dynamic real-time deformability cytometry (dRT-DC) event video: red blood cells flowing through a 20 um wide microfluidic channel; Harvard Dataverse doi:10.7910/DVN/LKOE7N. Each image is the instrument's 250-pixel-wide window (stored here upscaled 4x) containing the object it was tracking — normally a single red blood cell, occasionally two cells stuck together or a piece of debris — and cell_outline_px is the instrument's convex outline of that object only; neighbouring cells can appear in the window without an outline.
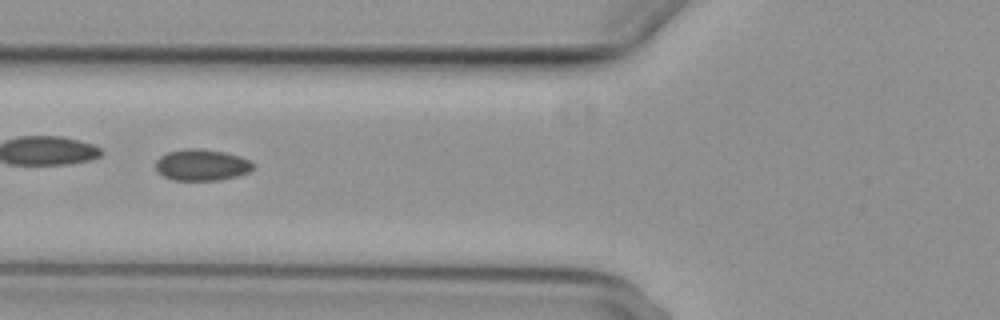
{"species": "common noctule bat (a hibernating species)", "species_latin": "Nyctalus noctula", "temperature_condition": "cold", "stored_images_in_passage": 4, "camera_frame_rate_fps": 3000, "um_per_image_px": 0.085, "animal": {"sex": "female", "body_mass_g": 29.2, "forearm_length_mm": 56.3}, "frame": {"image": 1, "passage_image": 2, "time_ms": 1.333, "image_size_px": [1000, 320], "cell_outline_px": [[252, 168], [248, 172], [236, 176], [220, 180], [172, 180], [156, 172], [156, 160], [160, 156], [168, 152], [184, 148], [196, 148], [224, 152], [240, 156], [248, 160], [252, 164]], "centroid_in_image_um": [17.09, 14.02], "position_along_channel_um": 108.7, "area_um2": 17.74}}
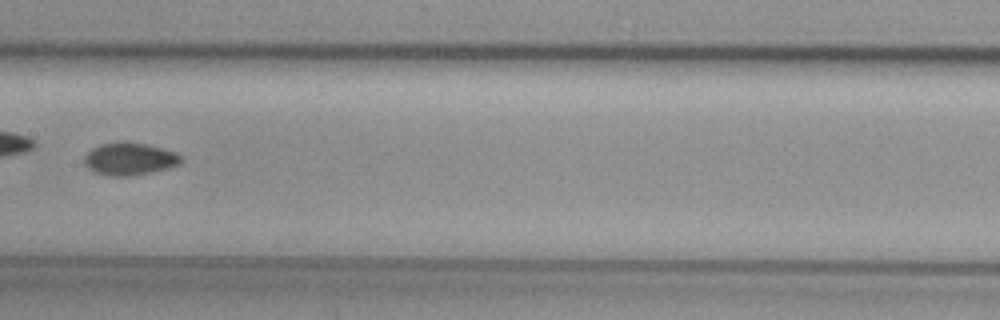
{"frame": {"image": 2, "passage_image": 4, "time_ms": 3.667, "image_size_px": [1000, 320], "cell_outline_px": [[184, 160], [180, 164], [168, 168], [132, 176], [108, 176], [96, 172], [88, 168], [84, 164], [84, 156], [92, 148], [100, 144], [116, 140], [124, 140], [148, 144], [176, 152], [184, 156]], "centroid_in_image_um": [11.03, 13.48], "position_along_channel_um": 196.4, "area_um2": 18.84}}